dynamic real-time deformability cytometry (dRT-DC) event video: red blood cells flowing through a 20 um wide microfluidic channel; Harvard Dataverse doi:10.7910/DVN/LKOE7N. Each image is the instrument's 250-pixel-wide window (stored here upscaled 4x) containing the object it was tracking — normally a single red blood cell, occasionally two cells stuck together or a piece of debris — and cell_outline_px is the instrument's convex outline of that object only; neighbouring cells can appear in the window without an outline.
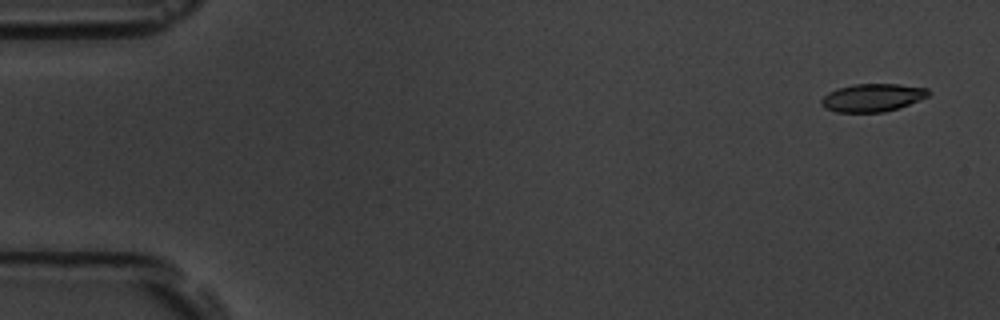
{"species": "common noctule bat (a hibernating species)", "species_latin": "Nyctalus noctula", "temperature_condition": "room temperature", "stored_images_in_passage": 5, "camera_frame_rate_fps": 3000, "um_per_image_px": 0.085, "animal": {"sex": "male", "body_mass_g": 19.5, "forearm_length_mm": 54.6}, "frame": {"image": 1, "passage_image": 1, "time_ms": 0.0, "image_size_px": [1000, 320], "cell_outline_px": [[932, 92], [928, 96], [908, 104], [884, 112], [836, 112], [824, 108], [820, 104], [820, 100], [828, 92], [836, 88], [852, 84], [900, 84], [928, 88]], "centroid_in_image_um": [74.13, 8.29], "position_along_channel_um": 10.9, "area_um2": 17.51}}
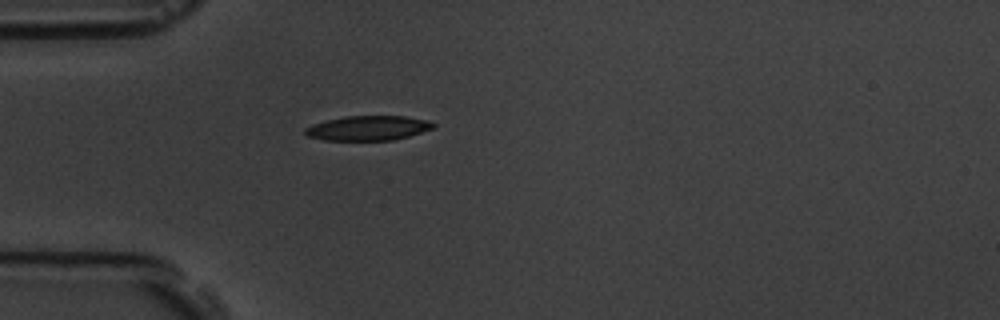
{"frame": {"image": 2, "passage_image": 5, "time_ms": 4.667, "image_size_px": [1000, 320], "cell_outline_px": [[436, 128], [408, 136], [392, 140], [324, 140], [308, 136], [304, 132], [304, 128], [312, 124], [344, 116], [404, 116], [428, 120], [436, 124]], "centroid_in_image_um": [31.31, 10.88], "position_along_channel_um": 53.7, "area_um2": 18.44}}